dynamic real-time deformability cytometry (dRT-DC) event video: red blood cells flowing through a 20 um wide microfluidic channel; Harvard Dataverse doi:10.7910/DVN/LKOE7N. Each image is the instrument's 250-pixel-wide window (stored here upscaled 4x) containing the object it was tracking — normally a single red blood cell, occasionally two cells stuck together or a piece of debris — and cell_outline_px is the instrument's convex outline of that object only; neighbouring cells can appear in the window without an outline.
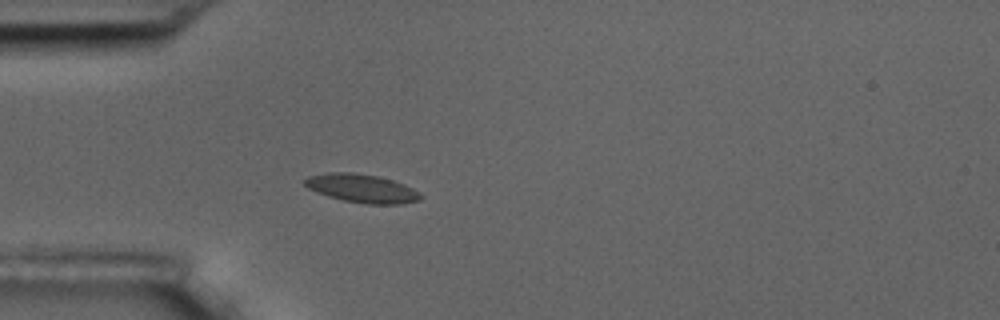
{"species": "common noctule bat (a hibernating species)", "species_latin": "Nyctalus noctula", "temperature_condition": "room temperature", "stored_images_in_passage": 4, "camera_frame_rate_fps": 3000, "um_per_image_px": 0.085, "animal": {"sex": "male", "body_mass_g": 17.5, "forearm_length_mm": 52.3}, "frame": {"image": 1, "passage_image": 4, "time_ms": 3.667, "image_size_px": [1000, 320], "cell_outline_px": [[424, 196], [420, 200], [400, 204], [364, 204], [344, 200], [328, 196], [316, 192], [308, 188], [300, 180], [308, 176], [328, 172], [352, 172], [376, 176], [392, 180], [404, 184], [420, 192]], "centroid_in_image_um": [30.74, 16.01], "position_along_channel_um": 54.3, "area_um2": 19.36}}